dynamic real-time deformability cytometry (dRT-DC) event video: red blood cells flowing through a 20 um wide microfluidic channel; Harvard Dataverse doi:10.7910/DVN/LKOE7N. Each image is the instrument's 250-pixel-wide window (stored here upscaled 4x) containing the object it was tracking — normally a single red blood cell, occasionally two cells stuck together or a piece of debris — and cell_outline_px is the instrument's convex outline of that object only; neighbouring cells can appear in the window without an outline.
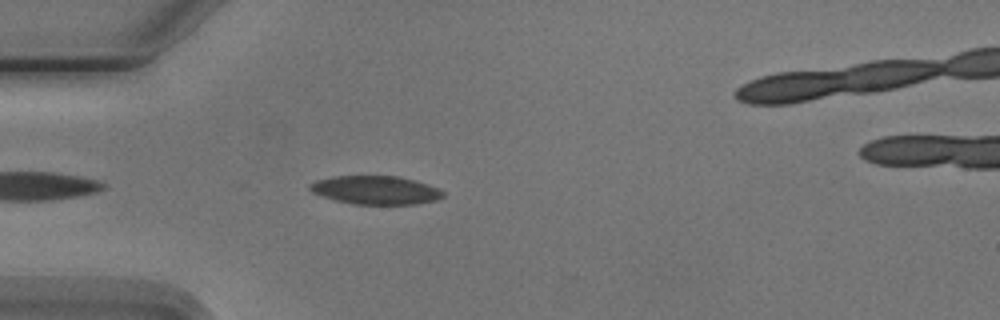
{"species": "Egyptian fruit bat (a non-hibernating species)", "species_latin": "Rousettus aegyptiacus", "temperature_condition": "cold", "stored_images_in_passage": 3, "camera_frame_rate_fps": 3000, "um_per_image_px": 0.085, "animal": {"sex": "male"}, "frame": {"image": 1, "passage_image": 3, "time_ms": 2.0, "image_size_px": [1000, 320], "cell_outline_px": [[444, 196], [436, 200], [416, 204], [352, 204], [336, 200], [312, 192], [308, 188], [308, 184], [316, 180], [332, 176], [396, 176], [428, 184], [444, 192]], "centroid_in_image_um": [31.9, 16.16], "position_along_channel_um": 53.1, "area_um2": 21.96}}